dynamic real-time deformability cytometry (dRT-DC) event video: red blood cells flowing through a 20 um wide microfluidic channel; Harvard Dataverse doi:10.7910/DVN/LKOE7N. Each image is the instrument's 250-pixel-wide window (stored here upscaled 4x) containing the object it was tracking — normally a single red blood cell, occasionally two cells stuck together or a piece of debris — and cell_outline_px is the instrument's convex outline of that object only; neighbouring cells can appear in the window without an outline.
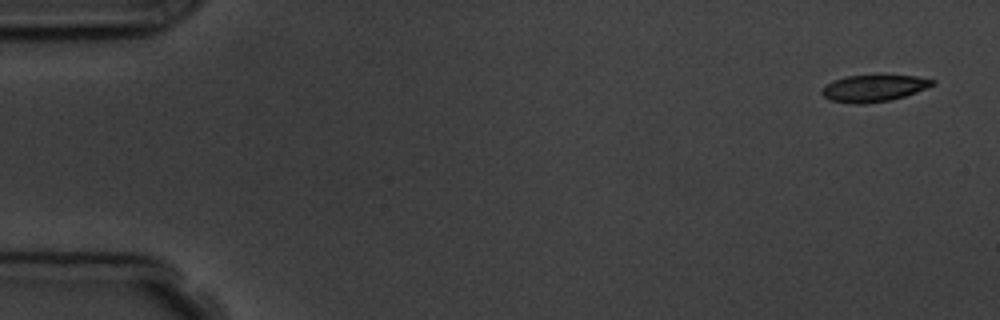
{"species": "common noctule bat (a hibernating species)", "species_latin": "Nyctalus noctula", "temperature_condition": "room temperature", "stored_images_in_passage": 15, "camera_frame_rate_fps": 3000, "um_per_image_px": 0.085, "animal": {"sex": "male", "body_mass_g": 19.5, "forearm_length_mm": 54.6}, "frame": {"image": 1, "passage_image": 1, "time_ms": 0.0, "image_size_px": [1000, 320], "cell_outline_px": [[936, 84], [916, 92], [904, 96], [888, 100], [864, 104], [852, 104], [828, 100], [820, 92], [832, 80], [848, 76], [916, 76], [936, 80]], "centroid_in_image_um": [74.26, 7.51], "position_along_channel_um": 10.7, "area_um2": 17.05}}
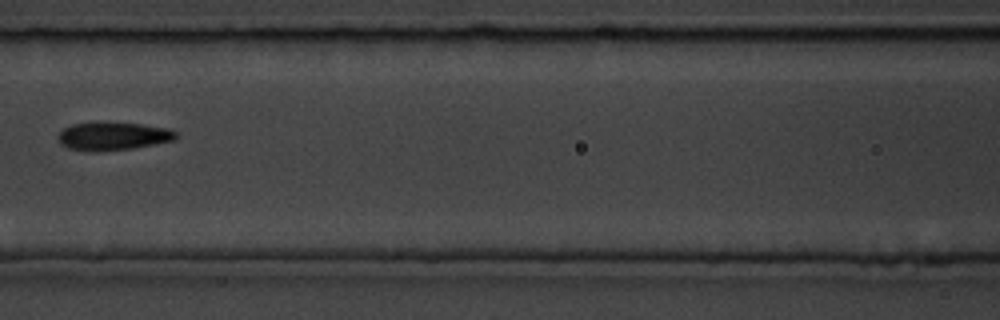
{"frame": {"image": 2, "passage_image": 7, "time_ms": 7.667, "image_size_px": [1000, 320], "cell_outline_px": [[176, 140], [132, 148], [96, 152], [68, 148], [60, 144], [60, 132], [64, 128], [72, 124], [140, 124], [172, 128], [176, 132]], "centroid_in_image_um": [9.66, 11.6], "position_along_channel_um": 156.9, "area_um2": 18.73}}
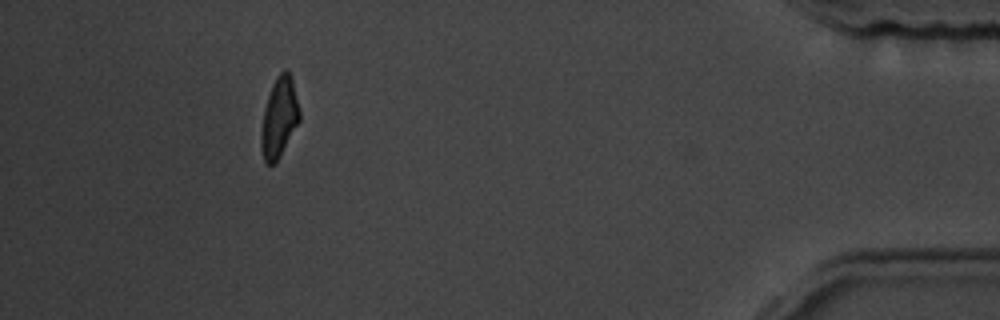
{"frame": {"image": 3, "passage_image": 14, "time_ms": 16.333, "image_size_px": [1000, 320], "cell_outline_px": [[300, 120], [276, 164], [264, 164], [260, 148], [260, 132], [264, 108], [272, 84], [276, 76], [284, 68], [288, 68], [292, 76], [300, 108]], "centroid_in_image_um": [23.73, 9.98], "position_along_channel_um": 411.5, "area_um2": 18.5}, "authors_computed_cell_mechanics": {"area_um2": 18.496, "velocity_mm_per_s": 3.6329, "shape_relaxation_time_tau1_ms": 6.1359, "shape_relaxation_time_tau2_ms": 2.5826, "deformation_change_tau1": 0.191, "deformation_change_tau2": 0.0974}}